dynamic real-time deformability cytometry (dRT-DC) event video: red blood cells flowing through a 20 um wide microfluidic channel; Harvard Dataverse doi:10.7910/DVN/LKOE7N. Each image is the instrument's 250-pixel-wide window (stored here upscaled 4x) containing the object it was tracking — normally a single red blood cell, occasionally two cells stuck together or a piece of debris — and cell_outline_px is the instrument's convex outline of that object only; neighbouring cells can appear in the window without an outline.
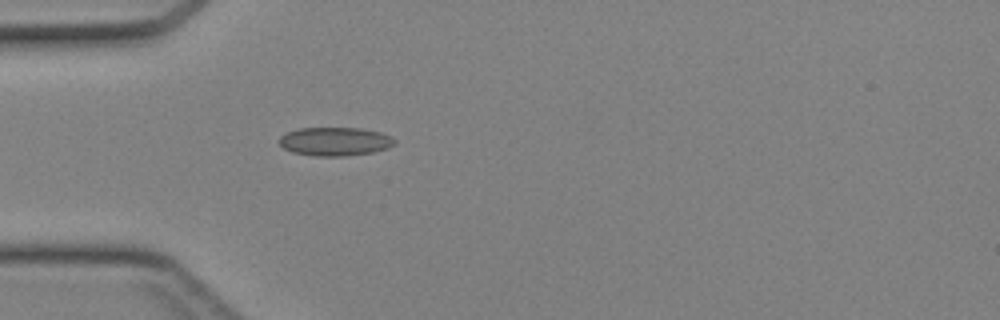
{"species": "Egyptian fruit bat (a non-hibernating species)", "species_latin": "Rousettus aegyptiacus", "temperature_condition": "cold", "stored_images_in_passage": 32, "camera_frame_rate_fps": 3000, "um_per_image_px": 0.085, "animal": {"sex": "female"}, "frame": {"image": 1, "passage_image": 1, "time_ms": 0.0, "image_size_px": [1000, 320], "cell_outline_px": [[396, 144], [388, 148], [372, 152], [344, 156], [316, 156], [292, 152], [284, 148], [280, 144], [280, 136], [288, 132], [300, 128], [360, 128], [380, 132], [392, 136], [396, 140]], "centroid_in_image_um": [28.51, 12.02], "position_along_channel_um": 56.5, "area_um2": 19.19}}
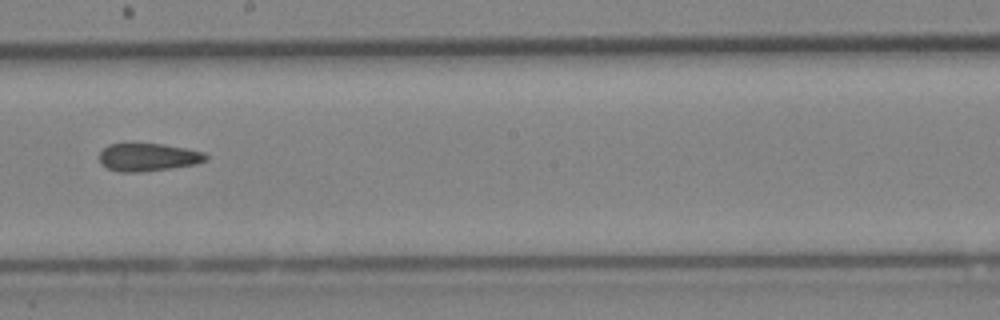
{"frame": {"image": 2, "passage_image": 13, "time_ms": 4.0, "image_size_px": [1000, 320], "cell_outline_px": [[208, 160], [196, 164], [144, 172], [120, 172], [108, 168], [100, 164], [100, 152], [108, 144], [164, 144], [204, 152], [208, 156]], "centroid_in_image_um": [12.6, 13.37], "position_along_channel_um": 235.6, "area_um2": 17.28}}
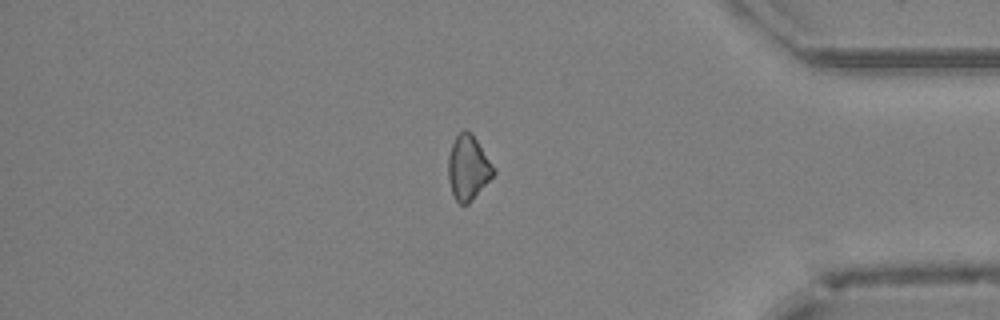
{"frame": {"image": 3, "passage_image": 25, "time_ms": 8.0, "image_size_px": [1000, 320], "cell_outline_px": [[496, 172], [468, 204], [460, 204], [456, 200], [452, 192], [448, 180], [448, 156], [452, 144], [456, 136], [464, 128], [472, 132], [496, 168]], "centroid_in_image_um": [39.8, 14.21], "position_along_channel_um": 395.4, "area_um2": 17.17}}